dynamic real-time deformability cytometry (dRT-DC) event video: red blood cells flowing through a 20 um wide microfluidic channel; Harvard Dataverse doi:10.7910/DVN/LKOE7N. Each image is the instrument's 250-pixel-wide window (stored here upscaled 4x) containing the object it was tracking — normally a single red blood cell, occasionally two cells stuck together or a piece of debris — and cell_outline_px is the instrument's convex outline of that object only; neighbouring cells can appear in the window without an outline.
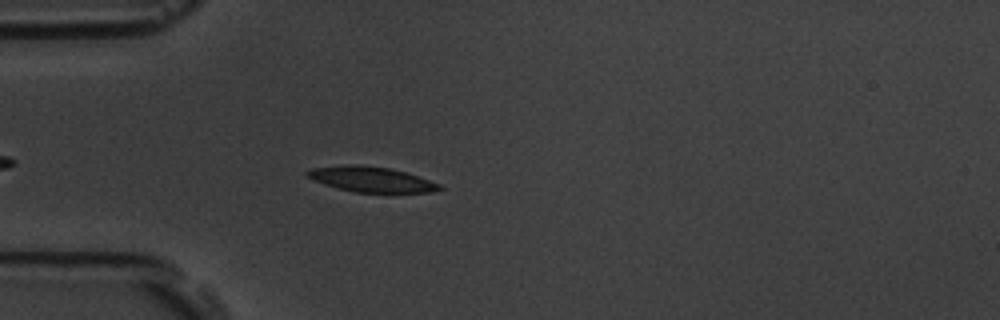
{"species": "common noctule bat (a hibernating species)", "species_latin": "Nyctalus noctula", "temperature_condition": "room temperature", "stored_images_in_passage": 46, "camera_frame_rate_fps": 3000, "um_per_image_px": 0.085, "animal": {"sex": "male", "body_mass_g": 19.5, "forearm_length_mm": 54.6}, "frame": {"image": 1, "passage_image": 7, "time_ms": 2.0, "image_size_px": [1000, 320], "cell_outline_px": [[444, 188], [432, 192], [356, 192], [324, 184], [312, 180], [304, 176], [304, 172], [312, 168], [352, 164], [360, 164], [388, 168], [404, 172], [440, 184]], "centroid_in_image_um": [31.5, 15.23], "position_along_channel_um": 53.5, "area_um2": 19.25}}
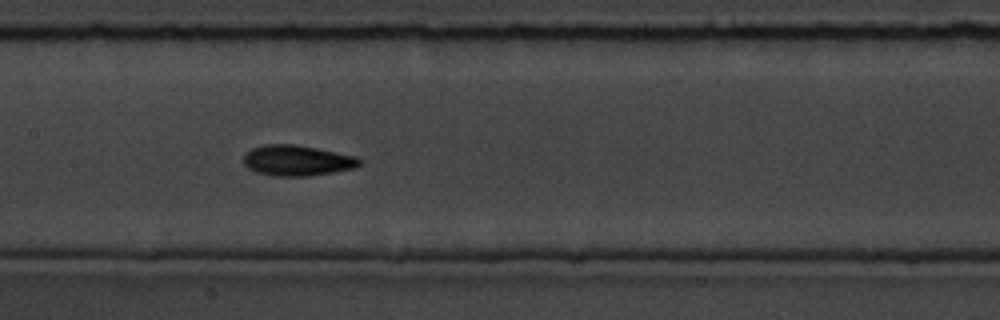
{"frame": {"image": 2, "passage_image": 18, "time_ms": 5.667, "image_size_px": [1000, 320], "cell_outline_px": [[364, 160], [356, 168], [308, 176], [272, 176], [256, 172], [248, 168], [244, 164], [244, 152], [252, 148], [264, 144], [292, 144], [316, 148], [356, 156]], "centroid_in_image_um": [25.25, 13.64], "position_along_channel_um": 182.2, "area_um2": 20.81}}
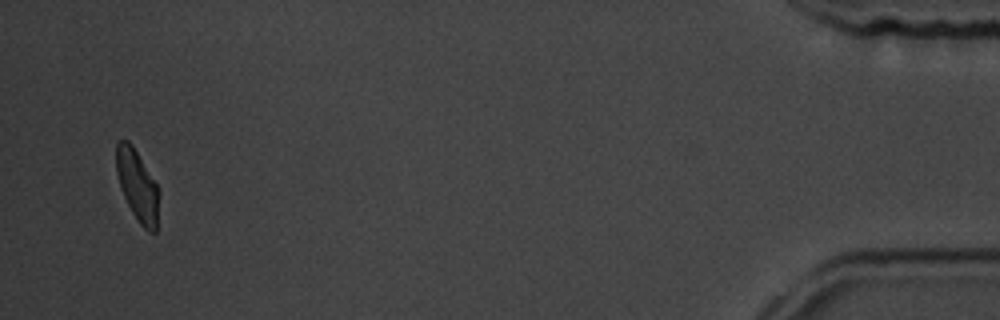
{"frame": {"image": 3, "passage_image": 44, "time_ms": 14.333, "image_size_px": [1000, 320], "cell_outline_px": [[160, 192], [156, 232], [148, 232], [140, 224], [132, 212], [120, 188], [116, 172], [116, 144], [120, 140], [128, 140], [132, 144], [160, 188]], "centroid_in_image_um": [11.7, 15.77], "position_along_channel_um": 423.5, "area_um2": 17.98}, "authors_computed_cell_mechanics": {"area_um2": 19.5653, "velocity_mm_per_s": 3.7578, "shape_relaxation_time_tau1_ms": 3.9459, "shape_relaxation_time_tau2_ms": 2.7517, "deformation_change_tau1": 0.1363, "deformation_change_tau2": 0.0777}}